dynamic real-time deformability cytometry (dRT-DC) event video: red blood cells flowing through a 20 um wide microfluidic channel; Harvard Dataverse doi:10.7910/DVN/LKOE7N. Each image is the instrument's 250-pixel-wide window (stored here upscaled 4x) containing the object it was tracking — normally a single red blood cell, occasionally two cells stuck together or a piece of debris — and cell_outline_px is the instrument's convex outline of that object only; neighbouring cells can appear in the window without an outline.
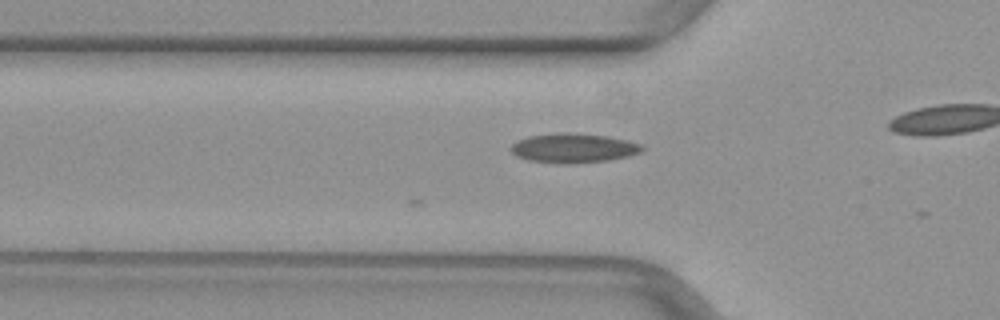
{"species": "common noctule bat (a hibernating species)", "species_latin": "Nyctalus noctula", "temperature_condition": "warm", "stored_images_in_passage": 7, "camera_frame_rate_fps": 3000, "um_per_image_px": 0.085, "animal": {"sex": "female", "body_mass_g": 29.2, "forearm_length_mm": 56.3}, "frame": {"image": 1, "passage_image": 3, "time_ms": 0.667, "image_size_px": [1000, 320], "cell_outline_px": [[644, 148], [640, 152], [628, 156], [608, 160], [560, 164], [528, 160], [516, 156], [512, 152], [512, 144], [516, 140], [528, 136], [556, 132], [568, 132], [608, 136], [628, 140], [644, 144]], "centroid_in_image_um": [48.74, 12.57], "position_along_channel_um": 77.1, "area_um2": 22.6}}